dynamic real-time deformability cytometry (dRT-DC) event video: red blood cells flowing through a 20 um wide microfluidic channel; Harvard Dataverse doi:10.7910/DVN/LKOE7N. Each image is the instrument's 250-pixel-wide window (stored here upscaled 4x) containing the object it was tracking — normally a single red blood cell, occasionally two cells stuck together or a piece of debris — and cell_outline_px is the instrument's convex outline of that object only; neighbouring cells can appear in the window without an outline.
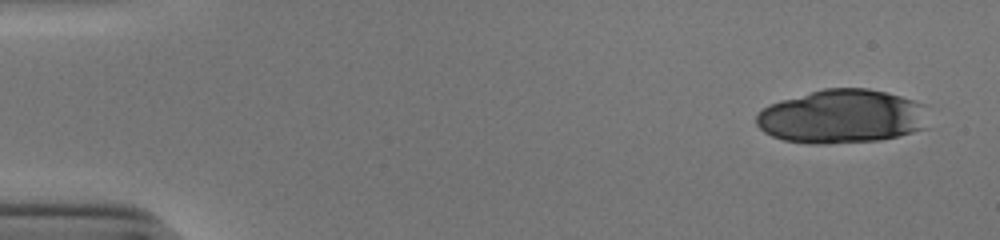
{"species": "human", "species_latin": "Homo sapiens", "temperature_condition": "cold", "stored_images_in_passage": 16, "camera_frame_rate_fps": 3000, "um_per_image_px": 0.085, "donor": {"sex": "male"}, "frame": {"image": 1, "passage_image": 1, "time_ms": 0.0, "image_size_px": [1000, 240], "cell_outline_px": [[928, 128], [880, 140], [824, 144], [808, 144], [784, 140], [772, 136], [764, 132], [756, 124], [756, 116], [768, 104], [824, 88], [868, 88], [900, 96], [928, 104]], "centroid_in_image_um": [71.62, 9.9], "position_along_channel_um": 13.4, "area_um2": 54.45}}